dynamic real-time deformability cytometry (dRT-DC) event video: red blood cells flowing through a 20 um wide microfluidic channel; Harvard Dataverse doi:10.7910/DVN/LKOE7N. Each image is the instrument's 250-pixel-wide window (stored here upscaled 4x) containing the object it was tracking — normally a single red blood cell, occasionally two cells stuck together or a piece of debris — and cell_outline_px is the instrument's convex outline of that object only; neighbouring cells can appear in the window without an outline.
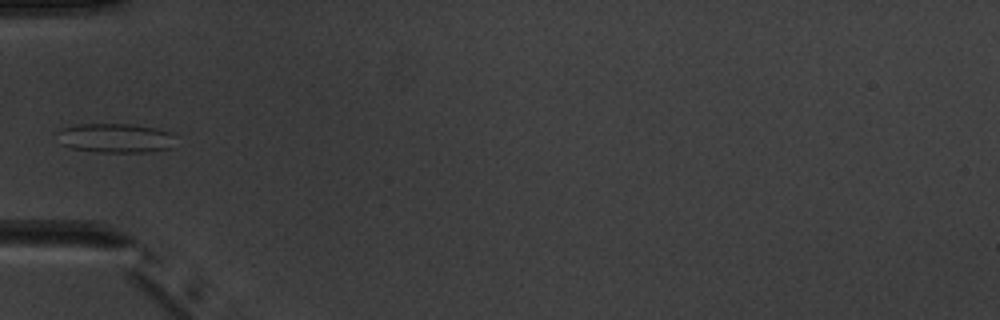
{"species": "common noctule bat (a hibernating species)", "species_latin": "Nyctalus noctula", "temperature_condition": "warm", "stored_images_in_passage": 5, "camera_frame_rate_fps": 3000, "um_per_image_px": 0.085, "animal": {"sex": "male", "body_mass_g": 20.1, "forearm_length_mm": 53.5}, "frame": {"image": 1, "passage_image": 5, "time_ms": 4.333, "image_size_px": [1000, 320], "cell_outline_px": [[176, 136], [172, 148], [148, 152], [96, 152], [72, 148], [60, 144], [56, 132], [64, 128], [76, 124], [128, 124], [156, 128], [172, 132]], "centroid_in_image_um": [9.83, 11.74], "position_along_channel_um": 75.2, "area_um2": 20.46}}